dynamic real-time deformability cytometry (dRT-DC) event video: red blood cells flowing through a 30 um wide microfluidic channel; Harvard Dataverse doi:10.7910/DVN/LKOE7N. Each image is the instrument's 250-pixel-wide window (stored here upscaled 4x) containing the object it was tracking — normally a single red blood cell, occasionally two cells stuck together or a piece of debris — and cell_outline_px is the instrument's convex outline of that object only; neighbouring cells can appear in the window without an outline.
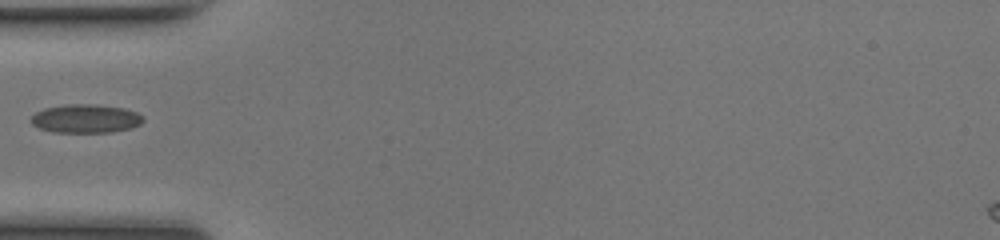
{"species": "common noctule bat (a hibernating species)", "species_latin": "Nyctalus noctula", "temperature_condition": "room temperature", "stored_images_in_passage": 34, "camera_frame_rate_fps": 3000, "um_per_image_px": 0.085, "animal": {"sex": "female", "body_mass_g": 17.0, "forearm_length_mm": 48.0}, "frame": {"image": 1, "passage_image": 1, "time_ms": 0.0, "image_size_px": [1000, 240], "cell_outline_px": [[144, 120], [140, 124], [128, 128], [112, 132], [52, 132], [40, 128], [32, 124], [28, 120], [36, 112], [44, 108], [68, 104], [92, 104], [124, 108], [136, 112], [144, 116]], "centroid_in_image_um": [7.26, 10.08], "position_along_channel_um": 77.7, "area_um2": 18.67}}
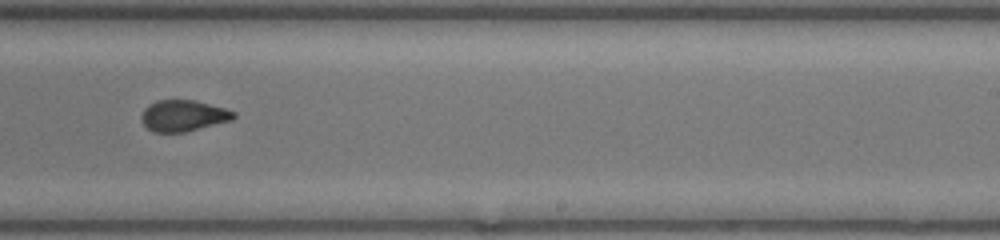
{"frame": {"image": 2, "passage_image": 15, "time_ms": 4.667, "image_size_px": [1000, 240], "cell_outline_px": [[236, 116], [232, 120], [184, 132], [152, 132], [140, 120], [140, 116], [144, 108], [148, 104], [156, 100], [196, 100], [224, 108], [236, 112]], "centroid_in_image_um": [15.55, 9.82], "position_along_channel_um": 273.4, "area_um2": 16.88}}
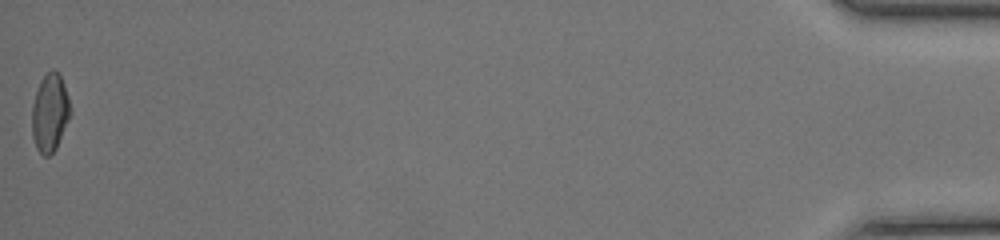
{"frame": {"image": 3, "passage_image": 34, "time_ms": 11.0, "image_size_px": [1000, 240], "cell_outline_px": [[72, 112], [56, 148], [48, 156], [44, 156], [36, 148], [32, 136], [32, 108], [36, 92], [40, 80], [52, 68], [60, 76], [64, 84], [68, 96]], "centroid_in_image_um": [4.24, 9.59], "position_along_channel_um": 431.0, "area_um2": 17.34}}